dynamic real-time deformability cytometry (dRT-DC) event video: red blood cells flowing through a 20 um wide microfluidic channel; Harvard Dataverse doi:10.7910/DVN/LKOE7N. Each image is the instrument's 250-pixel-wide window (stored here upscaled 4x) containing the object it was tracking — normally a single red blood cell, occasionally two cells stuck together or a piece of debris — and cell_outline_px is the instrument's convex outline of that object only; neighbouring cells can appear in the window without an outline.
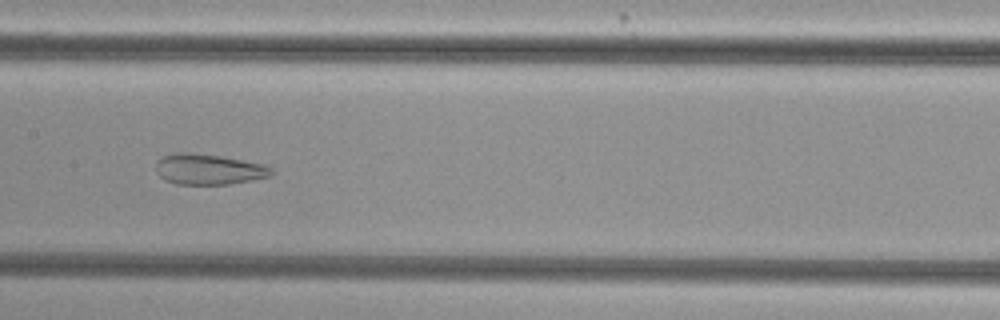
{"species": "common noctule bat (a hibernating species)", "species_latin": "Nyctalus noctula", "temperature_condition": "cold", "stored_images_in_passage": 54, "camera_frame_rate_fps": 3000, "um_per_image_px": 0.085, "animal": {"sex": "female", "body_mass_g": 29.2, "forearm_length_mm": 56.3}, "frame": {"image": 1, "passage_image": 27, "time_ms": 8.667, "image_size_px": [1000, 320], "cell_outline_px": [[272, 172], [268, 176], [252, 180], [228, 184], [176, 184], [164, 180], [156, 172], [156, 164], [164, 156], [176, 152], [188, 152], [220, 156], [264, 164], [272, 168]], "centroid_in_image_um": [17.71, 14.39], "position_along_channel_um": 189.7, "area_um2": 20.4}}
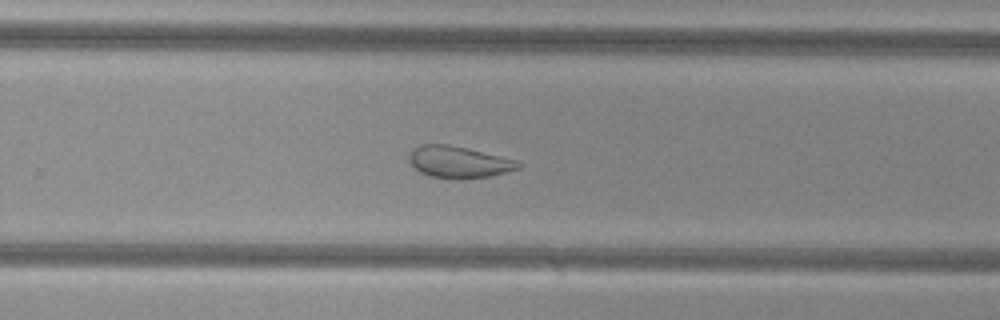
{"frame": {"image": 2, "passage_image": 35, "time_ms": 11.333, "image_size_px": [1000, 320], "cell_outline_px": [[524, 164], [520, 168], [488, 176], [456, 180], [428, 176], [420, 172], [408, 160], [408, 156], [420, 144], [448, 144], [468, 148], [520, 160]], "centroid_in_image_um": [39.04, 13.77], "position_along_channel_um": 290.8, "area_um2": 20.4}}
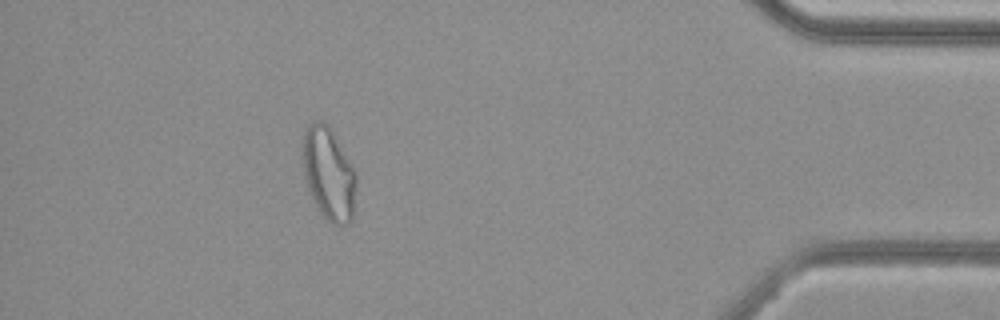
{"frame": {"image": 3, "passage_image": 48, "time_ms": 15.667, "image_size_px": [1000, 320], "cell_outline_px": [[356, 192], [352, 220], [348, 224], [340, 228], [332, 224], [320, 212], [312, 196], [304, 172], [300, 156], [304, 132], [308, 124], [316, 120], [320, 120], [328, 124], [356, 172]], "centroid_in_image_um": [27.94, 14.77], "position_along_channel_um": 407.3, "area_um2": 29.19}, "authors_computed_cell_mechanics": {"area_um2": 28.322, "velocity_mm_per_s": 3.8029, "shape_relaxation_time_tau1_ms": null, "shape_relaxation_time_tau2_ms": 1.5268, "deformation_change_tau1": null, "deformation_change_tau2": 0.0933}}